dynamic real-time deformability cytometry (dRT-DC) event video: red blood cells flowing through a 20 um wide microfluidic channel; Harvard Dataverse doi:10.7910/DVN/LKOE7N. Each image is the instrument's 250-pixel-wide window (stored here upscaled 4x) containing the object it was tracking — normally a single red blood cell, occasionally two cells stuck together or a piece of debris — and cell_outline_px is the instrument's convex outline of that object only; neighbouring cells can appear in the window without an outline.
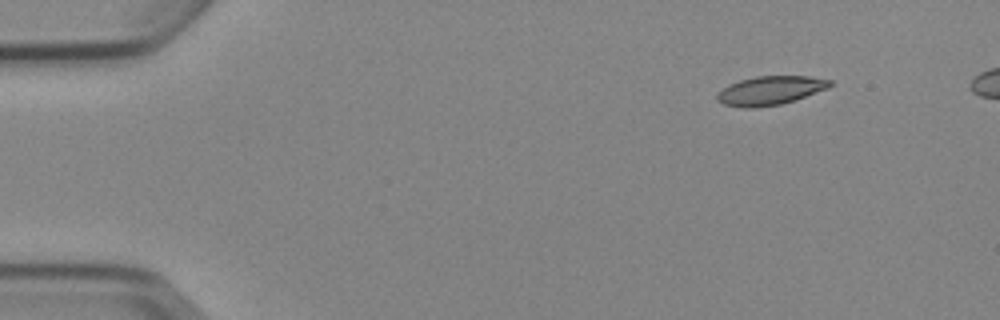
{"species": "Egyptian fruit bat (a non-hibernating species)", "species_latin": "Rousettus aegyptiacus", "temperature_condition": "cold", "stored_images_in_passage": 7, "camera_frame_rate_fps": 3000, "um_per_image_px": 0.085, "animal": {"sex": "female"}, "frame": {"image": 1, "passage_image": 1, "time_ms": 0.0, "image_size_px": [1000, 320], "cell_outline_px": [[832, 84], [828, 88], [780, 104], [752, 108], [744, 108], [724, 104], [716, 100], [716, 96], [728, 84], [740, 80], [756, 76], [808, 76], [832, 80]], "centroid_in_image_um": [65.45, 7.68], "position_along_channel_um": 19.6, "area_um2": 18.67}}
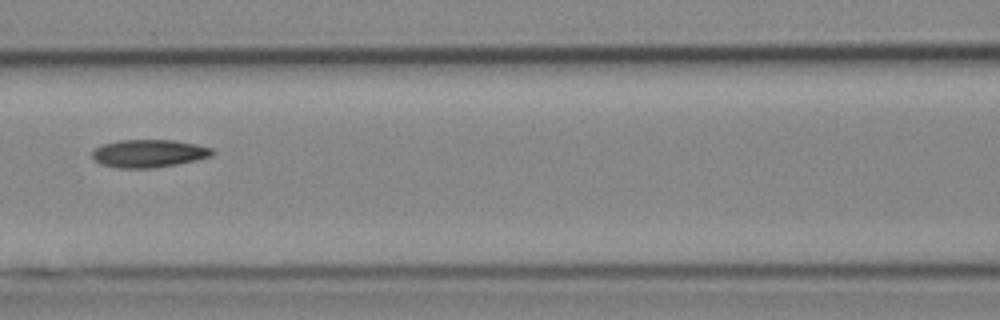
{"frame": {"image": 2, "passage_image": 6, "time_ms": 6.0, "image_size_px": [1000, 320], "cell_outline_px": [[216, 152], [212, 156], [196, 160], [156, 168], [116, 168], [100, 164], [92, 160], [92, 152], [96, 148], [104, 144], [120, 140], [176, 140], [196, 144], [212, 148]], "centroid_in_image_um": [12.65, 13.05], "position_along_channel_um": 153.9, "area_um2": 19.65}}
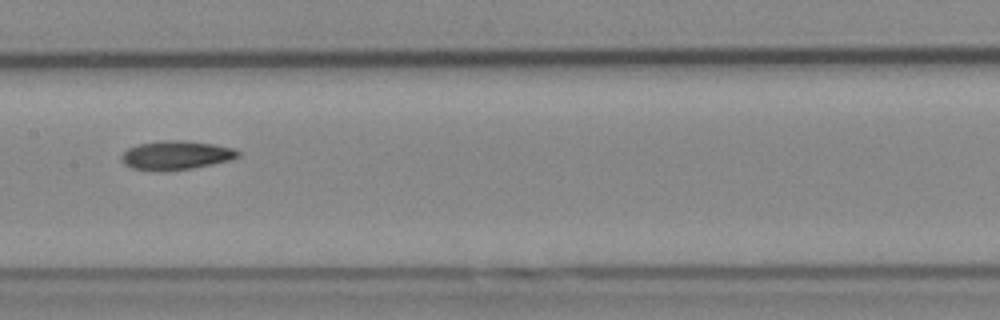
{"frame": {"image": 3, "passage_image": 7, "time_ms": 7.0, "image_size_px": [1000, 320], "cell_outline_px": [[240, 156], [232, 160], [192, 168], [164, 172], [160, 172], [132, 168], [124, 164], [120, 160], [120, 156], [128, 148], [140, 144], [160, 140], [180, 140], [212, 144], [232, 148], [240, 152]], "centroid_in_image_um": [14.94, 13.21], "position_along_channel_um": 192.5, "area_um2": 19.77}}